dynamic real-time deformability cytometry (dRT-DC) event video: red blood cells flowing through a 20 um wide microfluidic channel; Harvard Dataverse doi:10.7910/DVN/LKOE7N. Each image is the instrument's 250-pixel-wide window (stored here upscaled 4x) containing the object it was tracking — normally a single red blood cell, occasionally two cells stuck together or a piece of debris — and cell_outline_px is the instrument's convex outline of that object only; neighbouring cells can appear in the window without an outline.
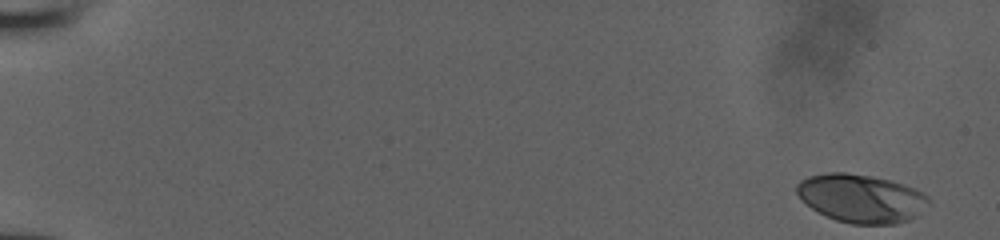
{"species": "human", "species_latin": "Homo sapiens", "temperature_condition": "room temperature", "stored_images_in_passage": 51, "camera_frame_rate_fps": 3000, "um_per_image_px": 0.085, "donor": {"sex": "male"}, "frame": {"image": 1, "passage_image": 1, "time_ms": 0.0, "image_size_px": [1000, 240], "cell_outline_px": [[928, 200], [908, 220], [896, 224], [852, 224], [836, 220], [812, 208], [796, 192], [796, 184], [800, 180], [808, 176], [828, 172], [844, 172], [872, 176], [904, 184], [924, 192], [928, 196]], "centroid_in_image_um": [73.15, 16.84], "position_along_channel_um": 11.8, "area_um2": 36.53}}
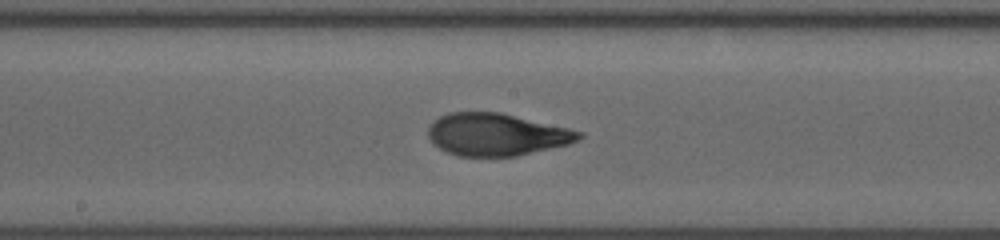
{"frame": {"image": 2, "passage_image": 29, "time_ms": 9.333, "image_size_px": [1000, 240], "cell_outline_px": [[584, 136], [568, 144], [516, 156], [460, 156], [448, 152], [432, 144], [428, 136], [428, 128], [440, 116], [448, 112], [500, 112], [568, 128], [584, 132]], "centroid_in_image_um": [42.19, 11.43], "position_along_channel_um": 206.0, "area_um2": 36.93}}
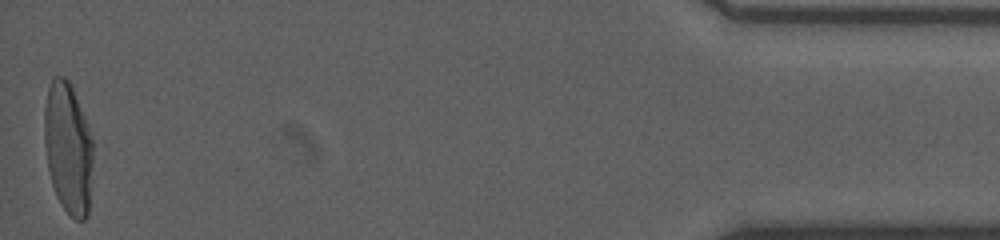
{"frame": {"image": 3, "passage_image": 51, "time_ms": 16.667, "image_size_px": [1000, 240], "cell_outline_px": [[92, 160], [88, 216], [84, 220], [76, 220], [64, 208], [56, 196], [52, 184], [48, 168], [44, 140], [44, 108], [48, 88], [52, 76], [64, 76], [68, 80], [72, 88], [88, 124], [92, 140]], "centroid_in_image_um": [5.78, 12.57], "position_along_channel_um": 429.4, "area_um2": 37.17}}